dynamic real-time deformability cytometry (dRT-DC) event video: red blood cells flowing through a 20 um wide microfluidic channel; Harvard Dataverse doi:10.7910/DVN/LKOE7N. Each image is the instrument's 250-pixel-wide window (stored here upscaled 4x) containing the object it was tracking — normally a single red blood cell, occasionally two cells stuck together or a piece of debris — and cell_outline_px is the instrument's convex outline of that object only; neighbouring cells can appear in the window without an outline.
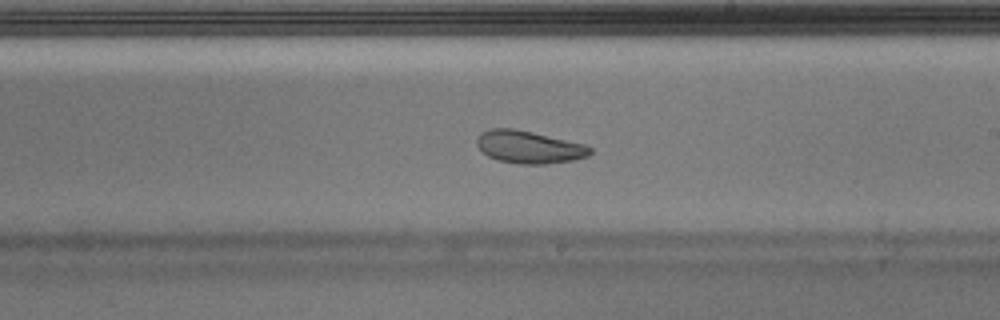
{"species": "Egyptian fruit bat (a non-hibernating species)", "species_latin": "Rousettus aegyptiacus", "temperature_condition": "warm", "stored_images_in_passage": 38, "camera_frame_rate_fps": 3000, "um_per_image_px": 0.085, "animal": {"sex": "male"}, "frame": {"image": 1, "passage_image": 17, "time_ms": 5.333, "image_size_px": [1000, 320], "cell_outline_px": [[592, 152], [588, 156], [572, 160], [544, 164], [520, 164], [500, 160], [488, 156], [476, 144], [476, 140], [480, 132], [488, 128], [512, 128], [532, 132], [588, 144], [592, 148]], "centroid_in_image_um": [44.99, 12.48], "position_along_channel_um": 244.0, "area_um2": 21.56}}
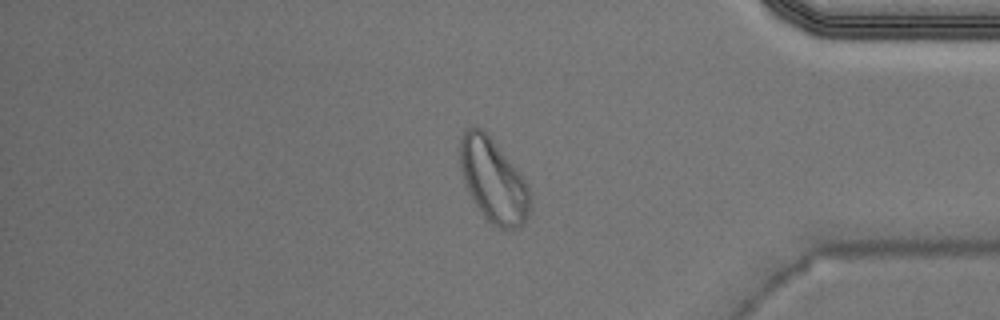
{"frame": {"image": 2, "passage_image": 30, "time_ms": 9.667, "image_size_px": [1000, 320], "cell_outline_px": [[532, 208], [528, 216], [520, 228], [500, 228], [492, 224], [484, 216], [476, 204], [464, 184], [460, 168], [460, 140], [464, 128], [480, 128], [492, 140], [516, 168], [524, 180], [528, 188]], "centroid_in_image_um": [41.93, 15.37], "position_along_channel_um": 393.3, "area_um2": 33.64}, "authors_computed_cell_mechanics": {"area_um2": 22.7732, "velocity_mm_per_s": 3.9659, "shape_relaxation_time_tau1_ms": 4.6144, "shape_relaxation_time_tau2_ms": 1.7217, "deformation_change_tau1": 0.1472, "deformation_change_tau2": 0.0697}}